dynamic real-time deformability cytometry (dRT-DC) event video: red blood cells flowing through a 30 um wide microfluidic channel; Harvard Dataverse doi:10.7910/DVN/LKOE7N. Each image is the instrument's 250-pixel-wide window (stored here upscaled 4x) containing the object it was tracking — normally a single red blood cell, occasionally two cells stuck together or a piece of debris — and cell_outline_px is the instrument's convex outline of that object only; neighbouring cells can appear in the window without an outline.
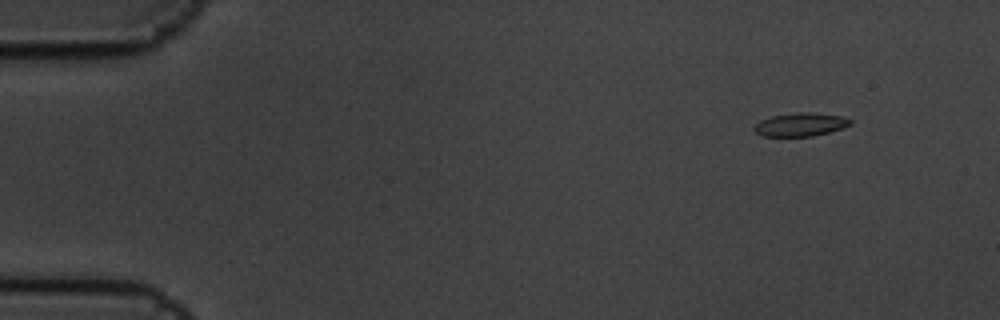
{"species": "common noctule bat (a hibernating species)", "species_latin": "Nyctalus noctula", "temperature_condition": "cold", "stored_images_in_passage": 6, "segment_of_instrument_passage": [1, 2], "camera_frame_rate_fps": 3000, "um_per_image_px": 0.085, "animal": {"sex": "male", "body_mass_g": 19.5, "forearm_length_mm": 54.6}, "frame": {"image": 1, "passage_image": 2, "time_ms": 0.333, "image_size_px": [1000, 320], "cell_outline_px": [[852, 124], [828, 132], [812, 136], [764, 136], [756, 132], [752, 128], [760, 120], [772, 116], [796, 112], [812, 112], [840, 116], [852, 120]], "centroid_in_image_um": [68.02, 10.58], "position_along_channel_um": 17.0, "area_um2": 12.95}}